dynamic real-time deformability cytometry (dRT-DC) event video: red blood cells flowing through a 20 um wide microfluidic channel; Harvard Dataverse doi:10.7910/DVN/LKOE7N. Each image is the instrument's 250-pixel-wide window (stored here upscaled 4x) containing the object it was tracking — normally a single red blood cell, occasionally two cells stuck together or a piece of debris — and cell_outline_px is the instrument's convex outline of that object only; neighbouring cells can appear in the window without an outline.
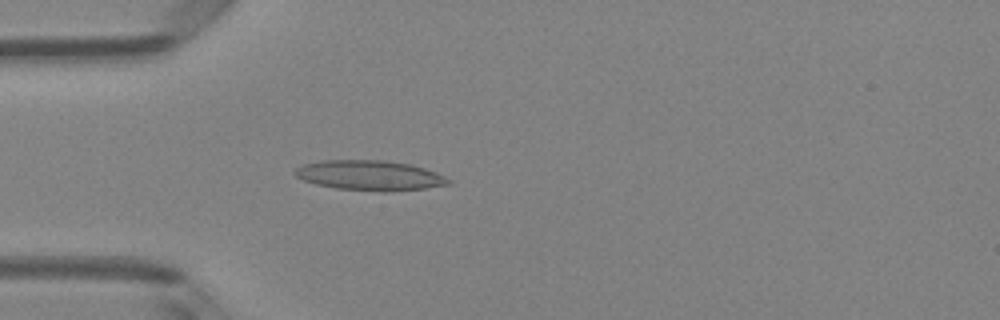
{"species": "Egyptian fruit bat (a non-hibernating species)", "species_latin": "Rousettus aegyptiacus", "temperature_condition": "room temperature", "stored_images_in_passage": 47, "camera_frame_rate_fps": 3000, "um_per_image_px": 0.085, "animal": {"sex": "female"}, "frame": {"image": 1, "passage_image": 12, "time_ms": 3.667, "image_size_px": [1000, 320], "cell_outline_px": [[452, 184], [424, 188], [388, 192], [380, 192], [336, 188], [316, 184], [304, 180], [296, 176], [292, 172], [296, 168], [304, 164], [324, 160], [384, 160], [412, 164], [436, 172], [452, 180]], "centroid_in_image_um": [31.46, 14.91], "position_along_channel_um": 53.5, "area_um2": 26.99}}
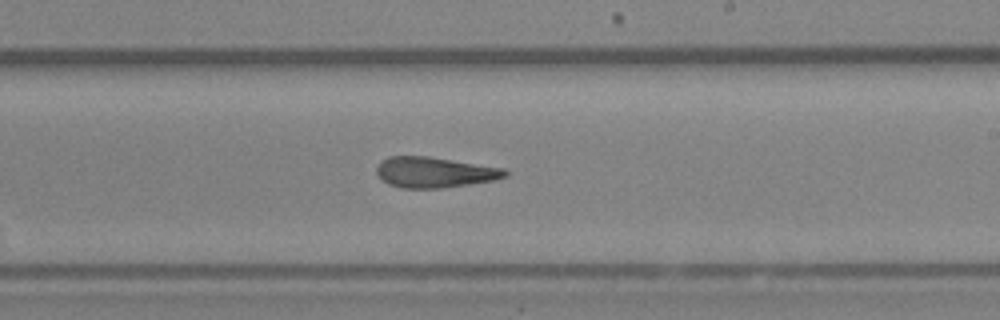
{"frame": {"image": 2, "passage_image": 27, "time_ms": 8.667, "image_size_px": [1000, 320], "cell_outline_px": [[508, 176], [492, 180], [468, 184], [440, 188], [400, 188], [388, 184], [376, 172], [376, 168], [380, 160], [388, 156], [428, 156], [504, 168], [508, 172]], "centroid_in_image_um": [36.91, 14.63], "position_along_channel_um": 252.1, "area_um2": 22.83}}
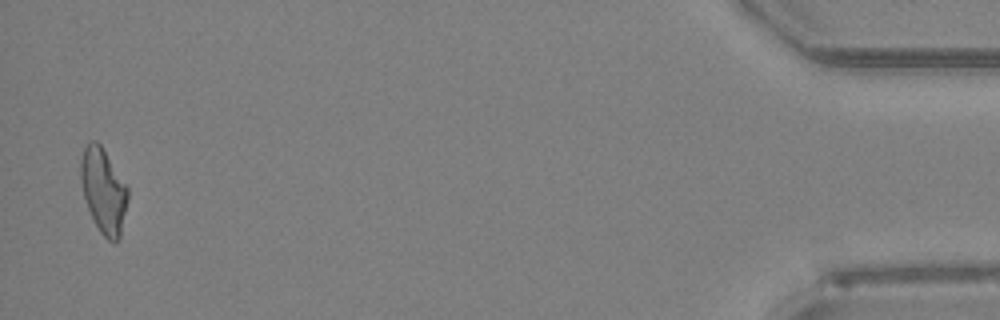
{"frame": {"image": 3, "passage_image": 46, "time_ms": 15.0, "image_size_px": [1000, 320], "cell_outline_px": [[128, 200], [120, 240], [116, 244], [108, 240], [100, 232], [88, 208], [84, 196], [80, 180], [80, 160], [84, 148], [92, 140], [96, 140], [100, 144], [128, 188]], "centroid_in_image_um": [8.8, 16.25], "position_along_channel_um": 426.4, "area_um2": 23.18}, "authors_computed_cell_mechanics": {"area_um2": 23.2356, "velocity_mm_per_s": 4.1476, "shape_relaxation_time_tau1_ms": null, "shape_relaxation_time_tau2_ms": 3.2275, "deformation_change_tau1": null, "deformation_change_tau2": 0.136}}